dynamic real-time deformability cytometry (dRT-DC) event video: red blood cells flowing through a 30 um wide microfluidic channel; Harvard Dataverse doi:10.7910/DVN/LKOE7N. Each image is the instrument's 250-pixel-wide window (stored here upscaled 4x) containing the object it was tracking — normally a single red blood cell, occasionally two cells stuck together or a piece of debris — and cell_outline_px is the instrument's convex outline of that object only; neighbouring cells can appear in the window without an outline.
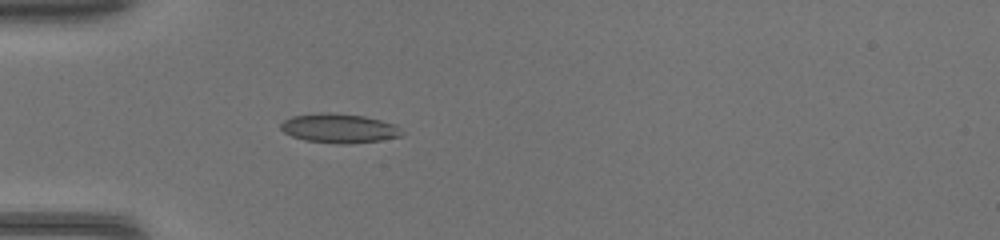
{"species": "common noctule bat (a hibernating species)", "species_latin": "Nyctalus noctula", "temperature_condition": "warm", "stored_images_in_passage": 32, "camera_frame_rate_fps": 3000, "um_per_image_px": 0.085, "animal": {"sex": "female", "body_mass_g": 17.0, "forearm_length_mm": 48.0}, "frame": {"image": 1, "passage_image": 1, "time_ms": 0.0, "image_size_px": [1000, 240], "cell_outline_px": [[404, 136], [380, 140], [352, 144], [340, 144], [304, 140], [292, 136], [284, 132], [280, 128], [280, 124], [284, 120], [292, 116], [320, 112], [328, 112], [364, 116], [396, 124], [404, 132]], "centroid_in_image_um": [28.85, 10.91], "position_along_channel_um": 56.2, "area_um2": 20.87}}
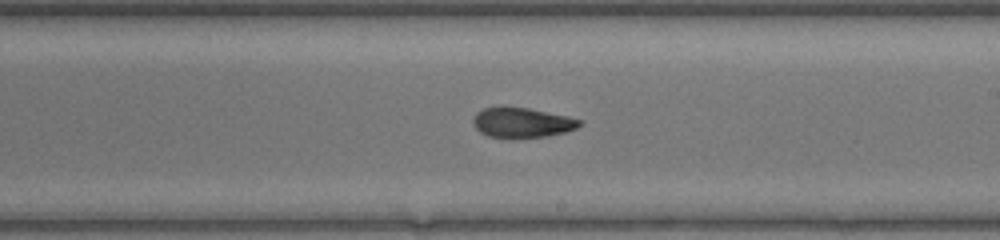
{"frame": {"image": 2, "passage_image": 14, "time_ms": 4.333, "image_size_px": [1000, 240], "cell_outline_px": [[584, 124], [576, 128], [564, 132], [548, 136], [512, 140], [488, 136], [480, 132], [472, 124], [472, 120], [476, 112], [484, 108], [528, 108], [568, 116], [584, 120]], "centroid_in_image_um": [44.39, 10.46], "position_along_channel_um": 244.6, "area_um2": 18.96}}
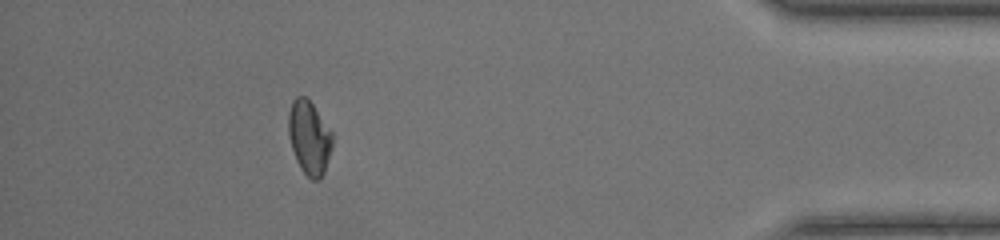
{"frame": {"image": 3, "passage_image": 28, "time_ms": 9.0, "image_size_px": [1000, 240], "cell_outline_px": [[332, 148], [324, 172], [316, 180], [312, 180], [300, 168], [296, 160], [288, 136], [288, 112], [292, 100], [296, 96], [304, 96], [312, 104], [332, 132]], "centroid_in_image_um": [26.26, 11.68], "position_along_channel_um": 408.9, "area_um2": 18.73}}